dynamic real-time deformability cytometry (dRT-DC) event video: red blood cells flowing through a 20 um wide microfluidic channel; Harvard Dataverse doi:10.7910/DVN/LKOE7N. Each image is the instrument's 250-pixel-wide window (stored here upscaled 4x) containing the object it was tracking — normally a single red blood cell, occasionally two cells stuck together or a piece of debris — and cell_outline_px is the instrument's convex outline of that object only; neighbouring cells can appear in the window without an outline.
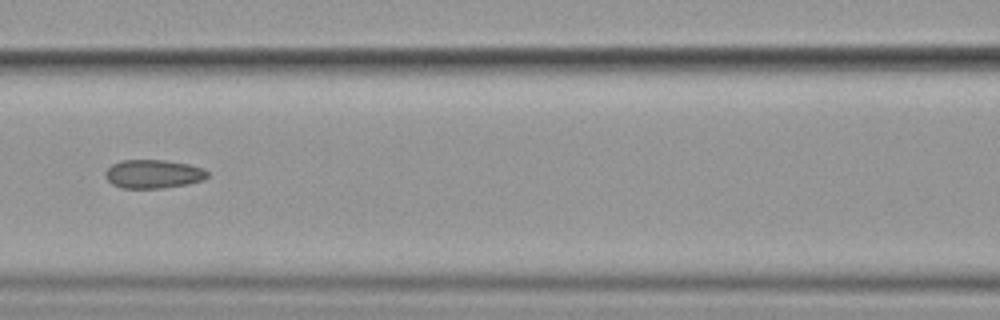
{"species": "common noctule bat (a hibernating species)", "species_latin": "Nyctalus noctula", "temperature_condition": "cold", "stored_images_in_passage": 15, "camera_frame_rate_fps": 3000, "um_per_image_px": 0.085, "animal": {"sex": "female", "body_mass_g": 19.9}, "frame": {"image": 1, "passage_image": 7, "time_ms": 7.667, "image_size_px": [1000, 320], "cell_outline_px": [[208, 176], [204, 180], [188, 184], [164, 188], [120, 188], [112, 184], [104, 176], [104, 172], [112, 164], [124, 160], [164, 160], [188, 164], [204, 168], [208, 172]], "centroid_in_image_um": [13.03, 14.79], "position_along_channel_um": 153.6, "area_um2": 17.17}}
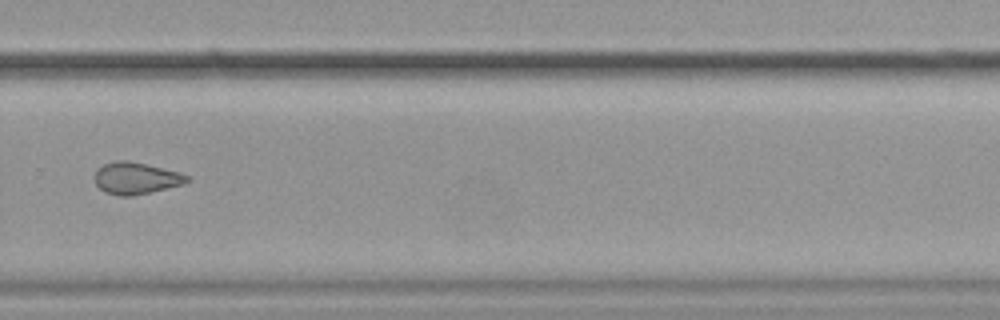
{"frame": {"image": 2, "passage_image": 11, "time_ms": 12.333, "image_size_px": [1000, 320], "cell_outline_px": [[188, 180], [184, 184], [132, 196], [120, 196], [104, 192], [96, 184], [96, 168], [104, 164], [116, 160], [128, 160], [180, 172], [188, 176]], "centroid_in_image_um": [11.54, 15.14], "position_along_channel_um": 318.3, "area_um2": 16.99}}
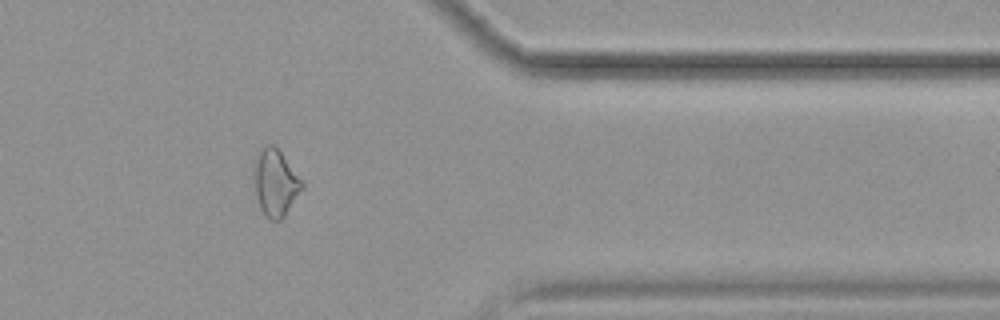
{"frame": {"image": 3, "passage_image": 13, "time_ms": 14.667, "image_size_px": [1000, 320], "cell_outline_px": [[304, 188], [284, 216], [280, 220], [268, 220], [260, 208], [256, 196], [252, 172], [252, 168], [256, 156], [268, 144], [272, 144], [280, 152], [304, 180]], "centroid_in_image_um": [23.41, 15.55], "position_along_channel_um": 388.0, "area_um2": 18.9}, "authors_computed_cell_mechanics": {"area_um2": 18.3226, "velocity_mm_per_s": 3.5417, "shape_relaxation_time_tau1_ms": null, "shape_relaxation_time_tau2_ms": 1.82, "deformation_change_tau1": null, "deformation_change_tau2": 0.0551}}